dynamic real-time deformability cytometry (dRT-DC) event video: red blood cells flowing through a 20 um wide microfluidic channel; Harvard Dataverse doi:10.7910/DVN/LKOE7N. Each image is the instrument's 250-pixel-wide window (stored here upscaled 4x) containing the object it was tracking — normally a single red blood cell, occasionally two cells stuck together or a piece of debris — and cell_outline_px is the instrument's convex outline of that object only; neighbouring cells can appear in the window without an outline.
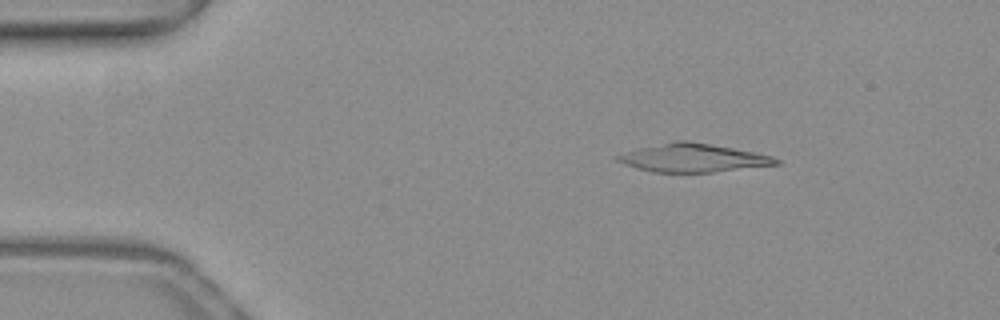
{"species": "common noctule bat (a hibernating species)", "species_latin": "Nyctalus noctula", "temperature_condition": "warm", "stored_images_in_passage": 51, "camera_frame_rate_fps": 3000, "um_per_image_px": 0.085, "animal": {"sex": "female", "body_mass_g": 19.3, "forearm_length_mm": 54.1}, "frame": {"image": 1, "passage_image": 8, "time_ms": 2.333, "image_size_px": [1000, 320], "cell_outline_px": [[780, 164], [712, 172], [652, 172], [636, 168], [624, 164], [616, 160], [612, 156], [640, 148], [676, 140], [684, 140], [732, 148], [772, 156], [780, 160]], "centroid_in_image_um": [58.86, 13.43], "position_along_channel_um": 26.1, "area_um2": 25.78}}
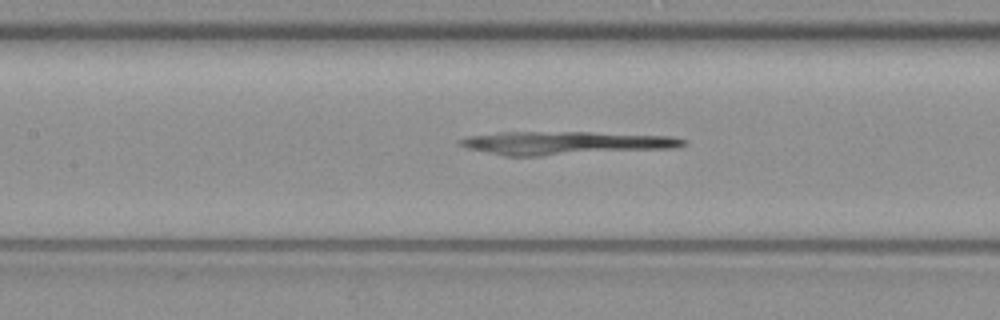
{"frame": {"image": 2, "passage_image": 23, "time_ms": 7.333, "image_size_px": [1000, 320], "cell_outline_px": [[688, 144], [672, 148], [540, 156], [504, 156], [468, 148], [460, 144], [460, 140], [472, 136], [504, 132], [588, 132], [672, 136], [688, 140]], "centroid_in_image_um": [48.15, 12.16], "position_along_channel_um": 159.3, "area_um2": 30.06}}
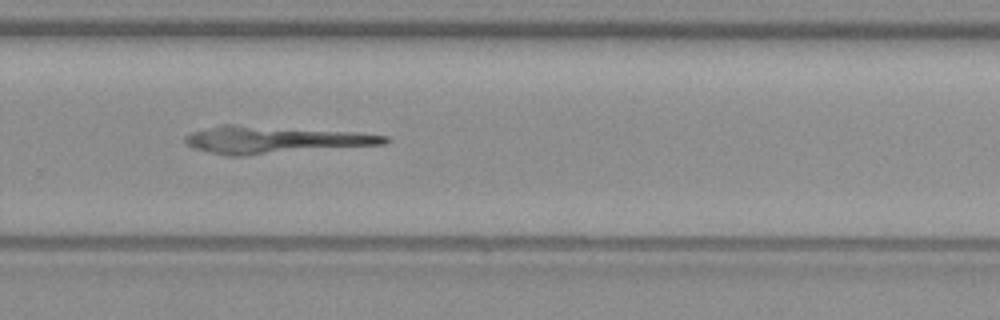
{"frame": {"image": 3, "passage_image": 34, "time_ms": 11.0, "image_size_px": [1000, 320], "cell_outline_px": [[392, 140], [384, 144], [244, 156], [228, 156], [196, 148], [188, 144], [184, 140], [184, 136], [192, 132], [224, 124], [232, 124], [352, 132], [388, 136]], "centroid_in_image_um": [23.36, 11.89], "position_along_channel_um": 306.4, "area_um2": 31.33}}